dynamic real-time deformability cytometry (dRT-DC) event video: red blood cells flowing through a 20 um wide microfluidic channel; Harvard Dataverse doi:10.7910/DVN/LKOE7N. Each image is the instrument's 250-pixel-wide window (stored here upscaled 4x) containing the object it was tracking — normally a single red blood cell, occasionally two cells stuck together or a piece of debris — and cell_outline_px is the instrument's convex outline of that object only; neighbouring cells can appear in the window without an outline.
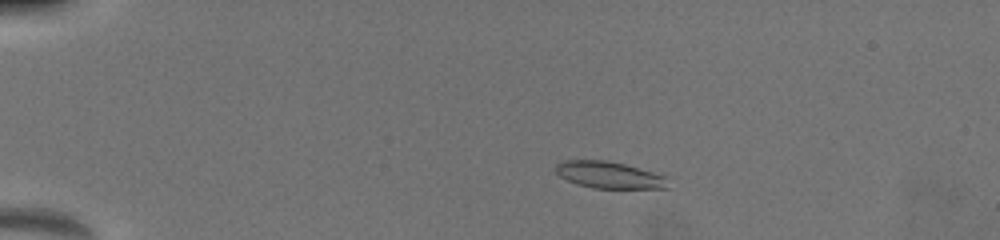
{"species": "common noctule bat (a hibernating species)", "species_latin": "Nyctalus noctula", "temperature_condition": "warm", "stored_images_in_passage": 41, "camera_frame_rate_fps": 3000, "um_per_image_px": 0.085, "animal": {"sex": "female", "body_mass_g": 19.5, "forearm_length_mm": 54.1}, "frame": {"image": 1, "passage_image": 14, "time_ms": 3.667, "image_size_px": [1000, 240], "cell_outline_px": [[672, 188], [592, 188], [576, 184], [560, 176], [556, 172], [556, 164], [564, 160], [608, 160], [624, 164], [668, 176]], "centroid_in_image_um": [51.84, 14.88], "position_along_channel_um": 33.2, "area_um2": 17.74}}
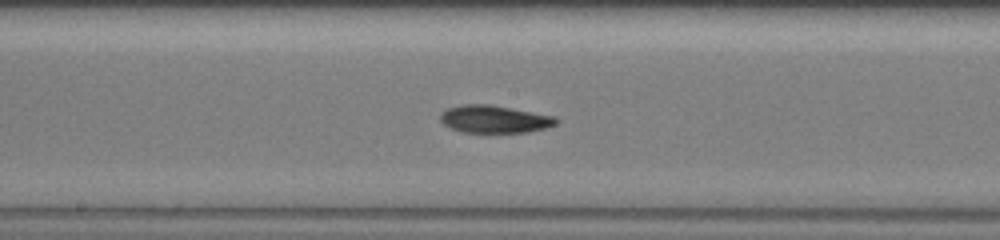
{"frame": {"image": 2, "passage_image": 28, "time_ms": 10.0, "image_size_px": [1000, 240], "cell_outline_px": [[560, 120], [556, 124], [548, 128], [528, 132], [464, 132], [452, 128], [444, 124], [440, 120], [440, 112], [448, 108], [464, 104], [488, 104], [556, 116]], "centroid_in_image_um": [42.06, 10.12], "position_along_channel_um": 206.1, "area_um2": 18.61}}
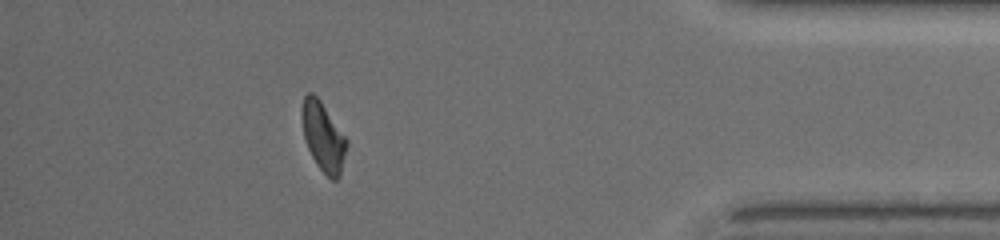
{"frame": {"image": 3, "passage_image": 38, "time_ms": 16.0, "image_size_px": [1000, 240], "cell_outline_px": [[344, 152], [340, 176], [336, 180], [332, 180], [316, 164], [308, 148], [304, 136], [300, 116], [300, 108], [304, 96], [308, 92], [312, 92], [320, 100], [344, 136]], "centroid_in_image_um": [27.39, 11.57], "position_along_channel_um": 407.8, "area_um2": 17.4}, "authors_computed_cell_mechanics": {"area_um2": 18.3226, "velocity_mm_per_s": 3.9734, "shape_relaxation_time_tau1_ms": 8.3118, "shape_relaxation_time_tau2_ms": 2.2297, "deformation_change_tau1": 0.2216, "deformation_change_tau2": 0.0679}}